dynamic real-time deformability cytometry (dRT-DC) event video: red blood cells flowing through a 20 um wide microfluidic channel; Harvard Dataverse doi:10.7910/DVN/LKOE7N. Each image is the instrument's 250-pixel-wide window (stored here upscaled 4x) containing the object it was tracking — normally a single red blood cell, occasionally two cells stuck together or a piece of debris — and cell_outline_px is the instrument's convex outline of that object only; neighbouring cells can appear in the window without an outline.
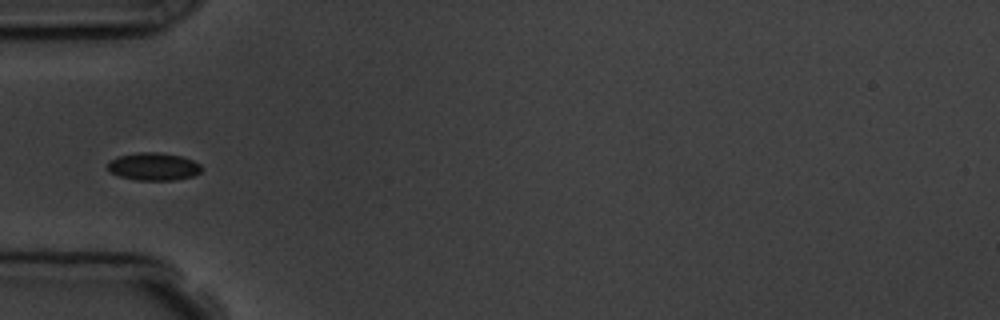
{"species": "common noctule bat (a hibernating species)", "species_latin": "Nyctalus noctula", "temperature_condition": "room temperature", "stored_images_in_passage": 6, "segment_of_instrument_passage": [2, 2], "camera_frame_rate_fps": 3000, "um_per_image_px": 0.085, "animal": {"sex": "male", "body_mass_g": 19.5, "forearm_length_mm": 54.6}, "frame": {"image": 1, "passage_image": 6, "time_ms": 5.667, "image_size_px": [1000, 320], "cell_outline_px": [[204, 168], [200, 172], [192, 176], [172, 180], [136, 180], [120, 176], [108, 172], [108, 164], [112, 160], [120, 156], [136, 152], [160, 152], [180, 156], [192, 160], [200, 164]], "centroid_in_image_um": [13.06, 14.15], "position_along_channel_um": 71.9, "area_um2": 15.09}}